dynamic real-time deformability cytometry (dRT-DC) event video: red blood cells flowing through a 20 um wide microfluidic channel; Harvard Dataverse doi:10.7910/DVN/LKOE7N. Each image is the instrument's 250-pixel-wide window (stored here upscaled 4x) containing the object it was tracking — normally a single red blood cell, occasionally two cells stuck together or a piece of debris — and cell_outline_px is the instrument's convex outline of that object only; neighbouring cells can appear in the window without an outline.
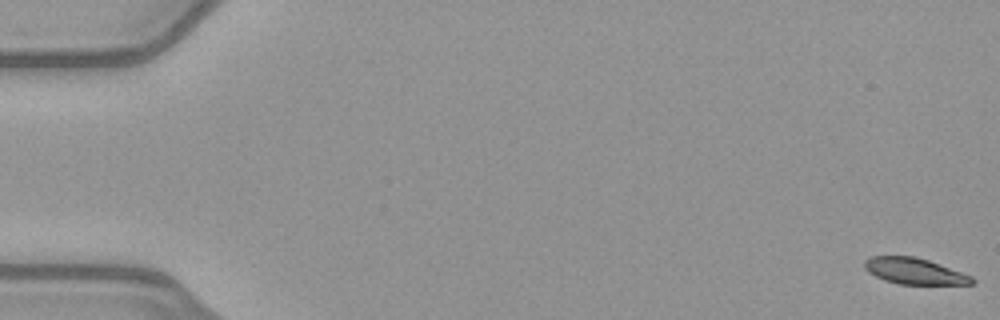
{"species": "common noctule bat (a hibernating species)", "species_latin": "Nyctalus noctula", "temperature_condition": "warm", "stored_images_in_passage": 53, "camera_frame_rate_fps": 3000, "um_per_image_px": 0.085, "animal": {"sex": "female", "body_mass_g": 21.9}, "frame": {"image": 1, "passage_image": 1, "time_ms": 0.0, "image_size_px": [1000, 320], "cell_outline_px": [[976, 280], [972, 284], [900, 284], [884, 280], [868, 272], [864, 268], [864, 260], [872, 256], [916, 256], [928, 260], [972, 276]], "centroid_in_image_um": [77.71, 23.04], "position_along_channel_um": 7.3, "area_um2": 16.3}}
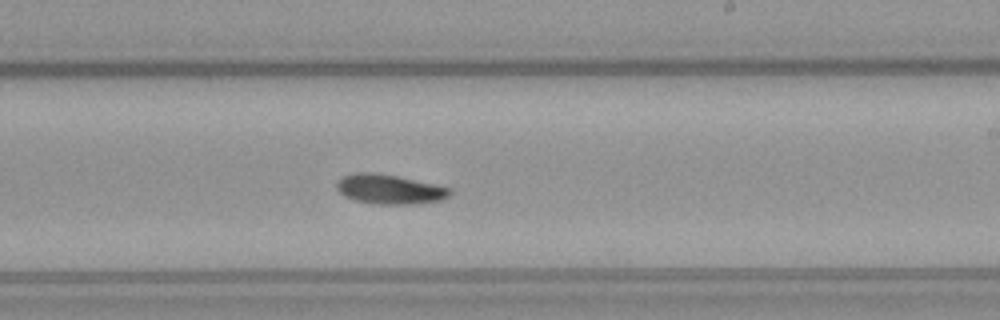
{"frame": {"image": 2, "passage_image": 32, "time_ms": 10.333, "image_size_px": [1000, 320], "cell_outline_px": [[452, 192], [448, 196], [440, 200], [416, 204], [376, 204], [352, 200], [344, 196], [336, 188], [336, 184], [344, 176], [356, 172], [372, 172], [396, 176], [432, 184], [448, 188]], "centroid_in_image_um": [33.06, 16.1], "position_along_channel_um": 255.9, "area_um2": 19.25}}
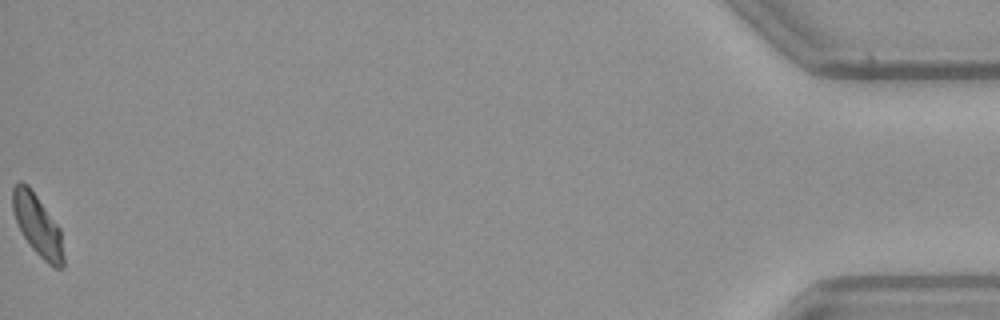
{"frame": {"image": 3, "passage_image": 53, "time_ms": 17.333, "image_size_px": [1000, 320], "cell_outline_px": [[64, 268], [56, 268], [48, 264], [32, 248], [24, 236], [16, 220], [12, 208], [12, 188], [20, 180], [28, 184], [60, 228], [64, 256]], "centroid_in_image_um": [3.2, 19.14], "position_along_channel_um": 432.0, "area_um2": 18.03}, "authors_computed_cell_mechanics": {"area_um2": 18.3226, "velocity_mm_per_s": 3.9849, "shape_relaxation_time_tau1_ms": 10.0171, "shape_relaxation_time_tau2_ms": null, "deformation_change_tau1": 0.1917, "deformation_change_tau2": null}}